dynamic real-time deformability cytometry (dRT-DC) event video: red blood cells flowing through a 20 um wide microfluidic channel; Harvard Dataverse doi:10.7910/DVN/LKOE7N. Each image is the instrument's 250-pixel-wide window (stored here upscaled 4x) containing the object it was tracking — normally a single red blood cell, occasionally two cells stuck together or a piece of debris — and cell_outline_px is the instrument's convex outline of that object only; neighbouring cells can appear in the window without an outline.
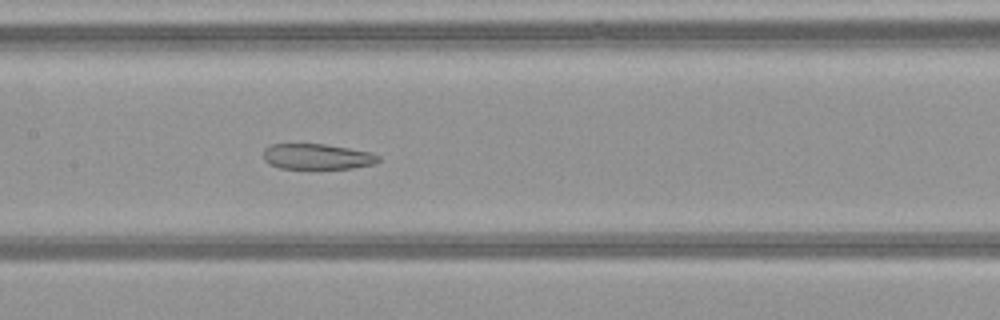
{"species": "common noctule bat (a hibernating species)", "species_latin": "Nyctalus noctula", "temperature_condition": "warm", "stored_images_in_passage": 41, "camera_frame_rate_fps": 3000, "um_per_image_px": 0.085, "animal": {"sex": "female", "body_mass_g": 21.9}, "frame": {"image": 1, "passage_image": 16, "time_ms": 5.0, "image_size_px": [1000, 320], "cell_outline_px": [[380, 160], [372, 164], [352, 168], [280, 168], [268, 164], [264, 160], [264, 148], [272, 144], [324, 144], [372, 152], [380, 156]], "centroid_in_image_um": [26.95, 13.3], "position_along_channel_um": 180.5, "area_um2": 17.05}}
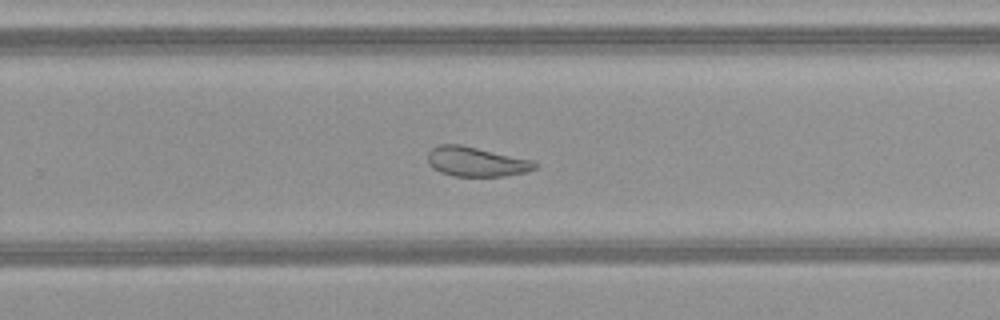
{"frame": {"image": 2, "passage_image": 24, "time_ms": 7.667, "image_size_px": [1000, 320], "cell_outline_px": [[536, 168], [528, 172], [504, 176], [452, 176], [440, 172], [432, 168], [428, 164], [428, 152], [436, 144], [460, 144], [536, 160]], "centroid_in_image_um": [40.49, 13.74], "position_along_channel_um": 289.3, "area_um2": 18.84}}
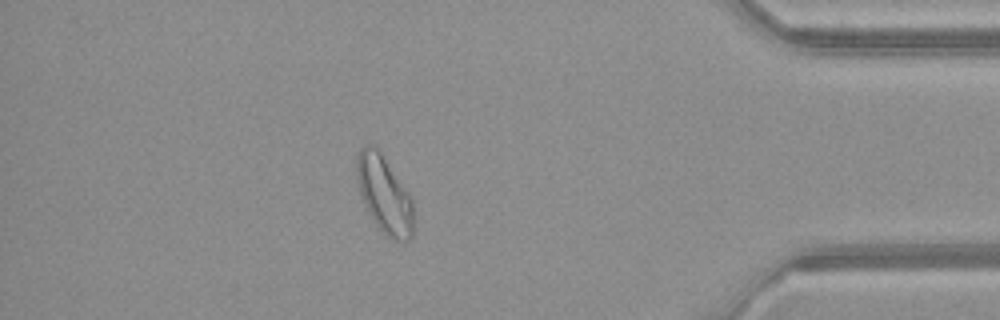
{"frame": {"image": 3, "passage_image": 35, "time_ms": 11.333, "image_size_px": [1000, 320], "cell_outline_px": [[412, 236], [408, 240], [396, 244], [372, 220], [364, 204], [356, 180], [356, 160], [360, 148], [364, 144], [376, 144], [412, 196]], "centroid_in_image_um": [32.65, 16.49], "position_along_channel_um": 402.5, "area_um2": 26.07}, "authors_computed_cell_mechanics": {"area_um2": 22.3108, "velocity_mm_per_s": 4.0949, "shape_relaxation_time_tau1_ms": null, "shape_relaxation_time_tau2_ms": 2.7738, "deformation_change_tau1": null, "deformation_change_tau2": 0.095}}